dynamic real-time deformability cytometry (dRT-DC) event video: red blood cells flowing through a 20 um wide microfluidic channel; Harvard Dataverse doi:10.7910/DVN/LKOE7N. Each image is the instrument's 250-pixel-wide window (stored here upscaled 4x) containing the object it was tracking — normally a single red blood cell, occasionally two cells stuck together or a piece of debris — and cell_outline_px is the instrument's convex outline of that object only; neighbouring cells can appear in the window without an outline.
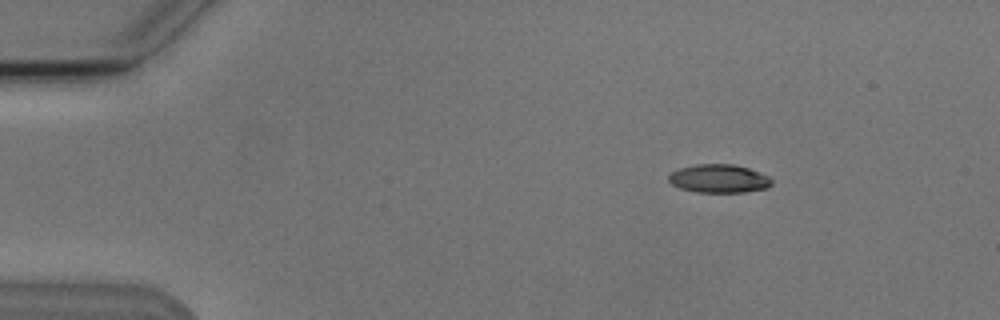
{"species": "Egyptian fruit bat (a non-hibernating species)", "species_latin": "Rousettus aegyptiacus", "temperature_condition": "cold", "stored_images_in_passage": 3, "camera_frame_rate_fps": 3000, "um_per_image_px": 0.085, "animal": {"sex": "male"}, "frame": {"image": 1, "passage_image": 1, "time_ms": 0.0, "image_size_px": [1000, 320], "cell_outline_px": [[772, 184], [764, 188], [744, 192], [696, 192], [680, 188], [672, 184], [668, 180], [668, 176], [672, 172], [680, 168], [696, 164], [732, 164], [748, 168], [768, 176], [772, 180]], "centroid_in_image_um": [61.08, 15.18], "position_along_channel_um": 23.9, "area_um2": 16.88}}